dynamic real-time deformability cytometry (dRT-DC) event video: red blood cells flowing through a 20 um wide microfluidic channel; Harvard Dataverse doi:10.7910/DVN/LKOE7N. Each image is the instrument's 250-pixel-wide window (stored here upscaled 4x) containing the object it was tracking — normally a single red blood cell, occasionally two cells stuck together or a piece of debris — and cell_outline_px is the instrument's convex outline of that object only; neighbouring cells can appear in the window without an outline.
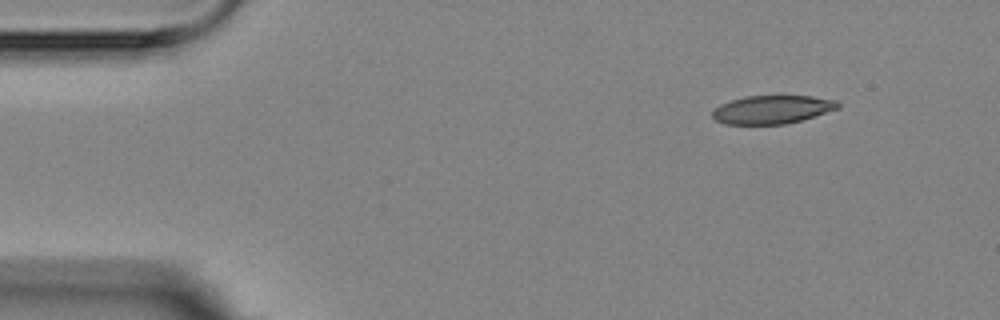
{"species": "Egyptian fruit bat (a non-hibernating species)", "species_latin": "Rousettus aegyptiacus", "temperature_condition": "room temperature", "stored_images_in_passage": 4, "segment_of_instrument_passage": [1, 2], "camera_frame_rate_fps": 3000, "um_per_image_px": 0.085, "animal": {"sex": "female"}, "frame": {"image": 1, "passage_image": 1, "time_ms": 0.0, "image_size_px": [1000, 320], "cell_outline_px": [[840, 108], [800, 120], [784, 124], [724, 124], [716, 120], [712, 116], [712, 112], [720, 104], [744, 96], [812, 96], [836, 100], [840, 104]], "centroid_in_image_um": [65.63, 9.3], "position_along_channel_um": 19.4, "area_um2": 20.58}}